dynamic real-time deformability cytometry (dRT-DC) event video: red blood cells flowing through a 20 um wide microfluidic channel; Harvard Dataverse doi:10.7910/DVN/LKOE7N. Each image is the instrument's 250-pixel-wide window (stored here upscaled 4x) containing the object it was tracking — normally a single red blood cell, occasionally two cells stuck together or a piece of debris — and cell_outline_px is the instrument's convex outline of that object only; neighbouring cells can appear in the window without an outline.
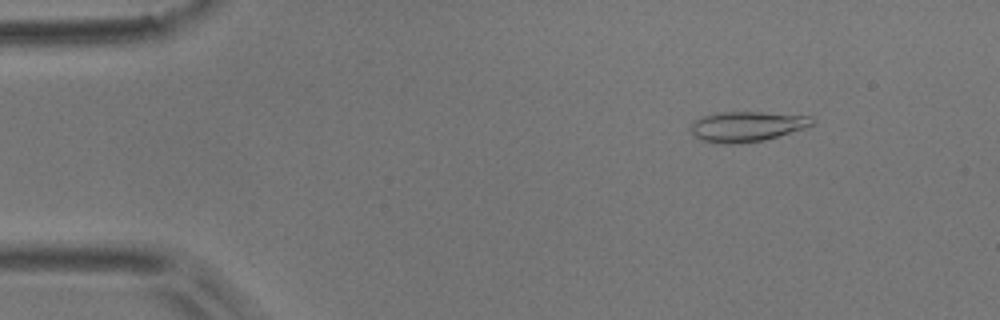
{"species": "common noctule bat (a hibernating species)", "species_latin": "Nyctalus noctula", "temperature_condition": "room temperature", "stored_images_in_passage": 6, "camera_frame_rate_fps": 3000, "um_per_image_px": 0.085, "animal": {"sex": "male", "body_mass_g": 17.9}, "frame": {"image": 1, "passage_image": 2, "time_ms": 0.333, "image_size_px": [1000, 320], "cell_outline_px": [[816, 124], [804, 128], [764, 140], [732, 144], [716, 144], [704, 140], [696, 136], [692, 132], [692, 124], [700, 116], [724, 112], [760, 112], [812, 116], [816, 120]], "centroid_in_image_um": [63.53, 10.74], "position_along_channel_um": 21.5, "area_um2": 21.21}}
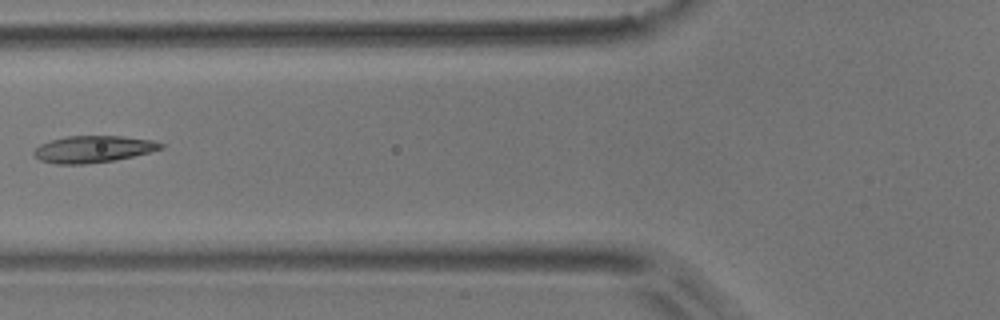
{"frame": {"image": 2, "passage_image": 5, "time_ms": 1.333, "image_size_px": [1000, 320], "cell_outline_px": [[164, 148], [116, 160], [84, 164], [56, 164], [40, 160], [32, 152], [40, 144], [52, 140], [68, 136], [124, 136], [152, 140], [164, 144]], "centroid_in_image_um": [7.92, 12.67], "position_along_channel_um": 117.9, "area_um2": 19.71}}
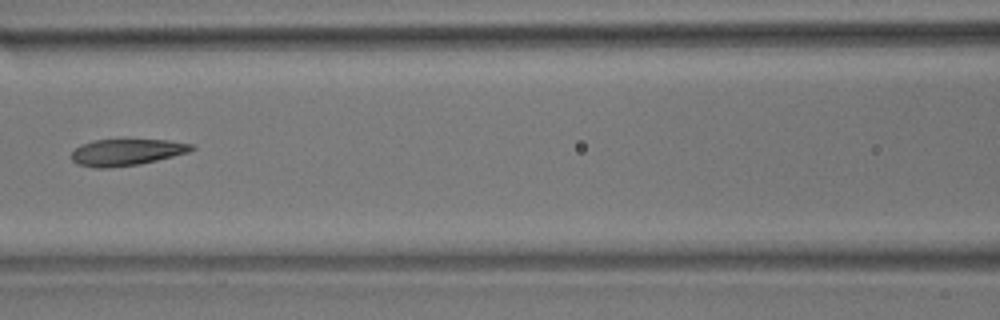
{"frame": {"image": 3, "passage_image": 6, "time_ms": 1.667, "image_size_px": [1000, 320], "cell_outline_px": [[196, 148], [188, 152], [140, 164], [108, 168], [96, 168], [76, 164], [72, 160], [72, 152], [76, 148], [92, 140], [168, 140], [192, 144]], "centroid_in_image_um": [10.74, 12.94], "position_along_channel_um": 155.9, "area_um2": 18.38}}